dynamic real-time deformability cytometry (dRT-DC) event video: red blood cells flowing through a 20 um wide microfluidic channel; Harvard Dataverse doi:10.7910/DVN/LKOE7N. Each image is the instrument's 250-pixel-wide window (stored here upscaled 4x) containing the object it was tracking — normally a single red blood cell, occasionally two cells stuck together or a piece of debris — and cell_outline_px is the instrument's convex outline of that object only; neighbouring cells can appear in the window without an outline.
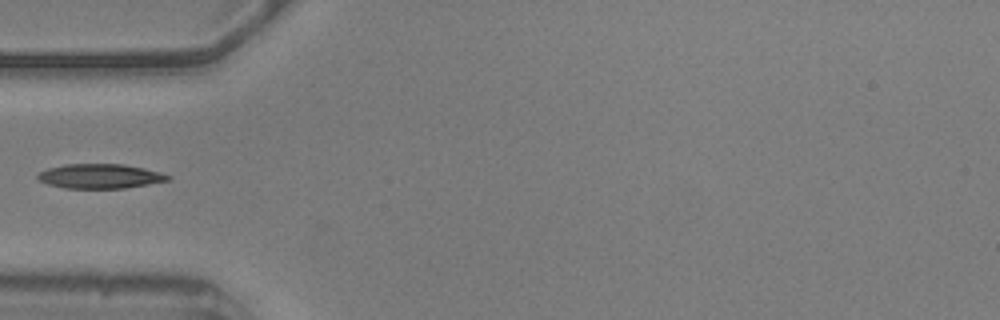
{"species": "common noctule bat (a hibernating species)", "species_latin": "Nyctalus noctula", "temperature_condition": "warm", "stored_images_in_passage": 3, "camera_frame_rate_fps": 3000, "um_per_image_px": 0.085, "animal": {"sex": "male", "body_mass_g": 20.5, "forearm_length_mm": 52.5}, "frame": {"image": 1, "passage_image": 1, "time_ms": 0.0, "image_size_px": [1000, 320], "cell_outline_px": [[172, 176], [168, 180], [148, 184], [124, 188], [64, 188], [48, 184], [40, 180], [36, 176], [40, 172], [48, 168], [68, 164], [124, 164], [144, 168], [160, 172]], "centroid_in_image_um": [8.51, 14.97], "position_along_channel_um": 76.5, "area_um2": 18.44}}